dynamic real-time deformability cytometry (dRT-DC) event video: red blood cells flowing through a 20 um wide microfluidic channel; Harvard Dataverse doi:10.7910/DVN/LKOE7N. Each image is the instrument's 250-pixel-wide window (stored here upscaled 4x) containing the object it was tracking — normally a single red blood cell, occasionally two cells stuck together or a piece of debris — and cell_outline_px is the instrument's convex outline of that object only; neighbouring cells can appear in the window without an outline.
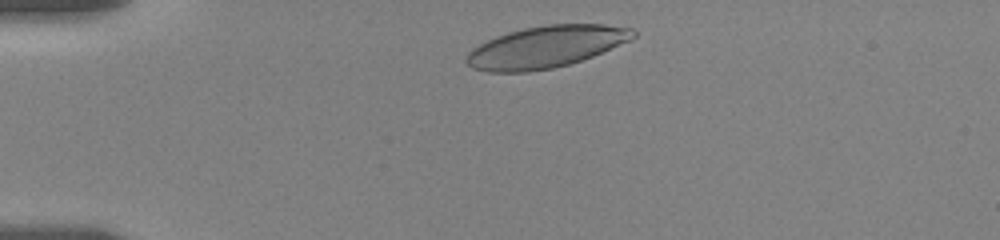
{"species": "human", "species_latin": "Homo sapiens", "temperature_condition": "room temperature", "stored_images_in_passage": 8, "camera_frame_rate_fps": 3000, "um_per_image_px": 0.085, "donor": {"sex": "female"}, "frame": {"image": 1, "passage_image": 2, "time_ms": 0.333, "image_size_px": [1000, 240], "cell_outline_px": [[636, 36], [628, 40], [592, 56], [568, 64], [552, 68], [528, 72], [488, 72], [472, 68], [464, 60], [468, 52], [472, 48], [496, 36], [508, 32], [524, 28], [548, 24], [604, 24], [632, 28], [636, 32]], "centroid_in_image_um": [46.35, 3.98], "position_along_channel_um": 38.6, "area_um2": 40.34}}
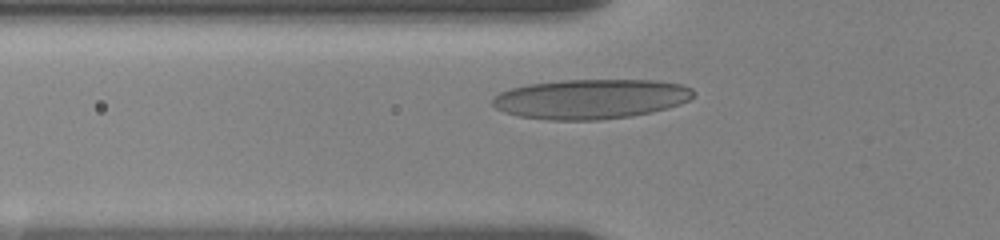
{"frame": {"image": 2, "passage_image": 6, "time_ms": 2.667, "image_size_px": [1000, 240], "cell_outline_px": [[692, 96], [688, 100], [680, 104], [668, 108], [652, 112], [632, 116], [600, 120], [548, 120], [520, 116], [504, 112], [496, 108], [492, 104], [492, 100], [500, 92], [512, 88], [528, 84], [560, 80], [656, 80], [684, 84], [692, 88]], "centroid_in_image_um": [50.23, 8.41], "position_along_channel_um": 75.6, "area_um2": 46.64}}
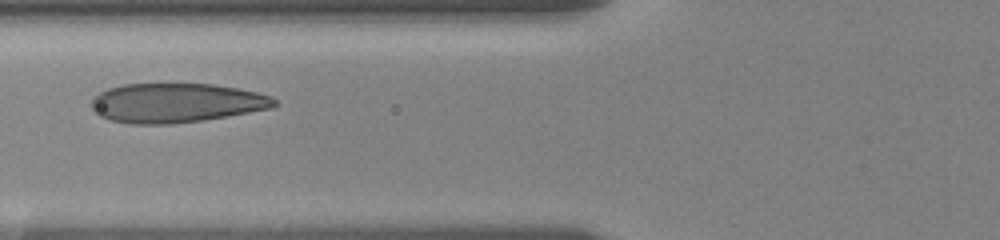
{"frame": {"image": 3, "passage_image": 7, "time_ms": 3.667, "image_size_px": [1000, 240], "cell_outline_px": [[276, 104], [272, 108], [200, 120], [172, 124], [132, 124], [108, 120], [100, 116], [92, 108], [92, 96], [108, 88], [124, 84], [212, 84], [236, 88], [256, 92], [272, 96], [276, 100]], "centroid_in_image_um": [14.93, 8.74], "position_along_channel_um": 110.9, "area_um2": 41.73}}